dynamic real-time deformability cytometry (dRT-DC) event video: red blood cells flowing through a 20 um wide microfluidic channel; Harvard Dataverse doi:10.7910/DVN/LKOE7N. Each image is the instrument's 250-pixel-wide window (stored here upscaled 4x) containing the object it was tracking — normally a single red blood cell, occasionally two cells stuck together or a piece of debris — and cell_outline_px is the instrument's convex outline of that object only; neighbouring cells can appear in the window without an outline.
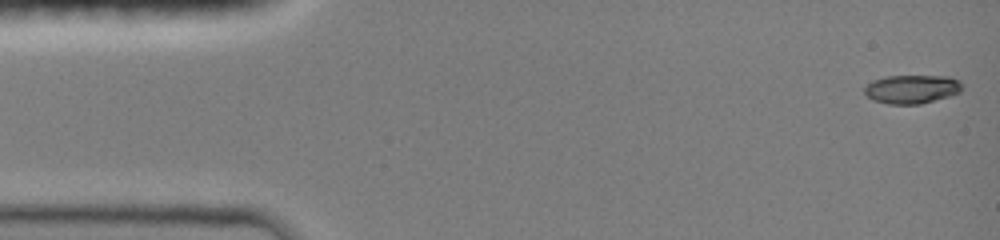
{"species": "common noctule bat (a hibernating species)", "species_latin": "Nyctalus noctula", "temperature_condition": "room temperature", "stored_images_in_passage": 17, "camera_frame_rate_fps": 3000, "um_per_image_px": 0.085, "animal": {"sex": "female", "body_mass_g": 19.0, "forearm_length_mm": 51.5}, "frame": {"image": 1, "passage_image": 1, "time_ms": 0.0, "image_size_px": [1000, 240], "cell_outline_px": [[960, 92], [948, 96], [920, 104], [888, 104], [872, 100], [864, 92], [864, 88], [872, 80], [884, 76], [948, 76], [960, 80]], "centroid_in_image_um": [77.47, 7.57], "position_along_channel_um": 7.5, "area_um2": 16.24}}
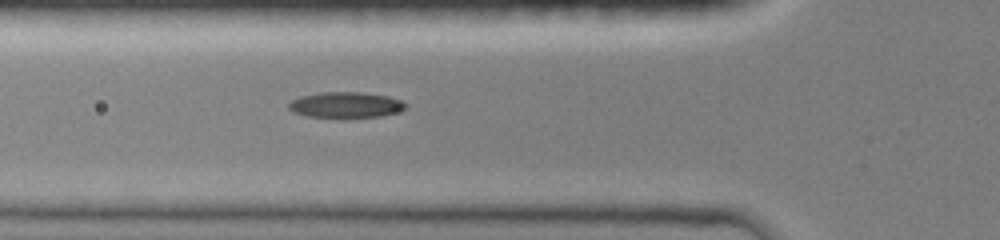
{"frame": {"image": 2, "passage_image": 12, "time_ms": 5.0, "image_size_px": [1000, 240], "cell_outline_px": [[404, 108], [400, 112], [380, 116], [308, 116], [292, 112], [288, 108], [288, 104], [292, 100], [300, 96], [320, 92], [360, 92], [388, 96], [400, 100], [404, 104]], "centroid_in_image_um": [29.35, 8.89], "position_along_channel_um": 96.5, "area_um2": 17.11}}
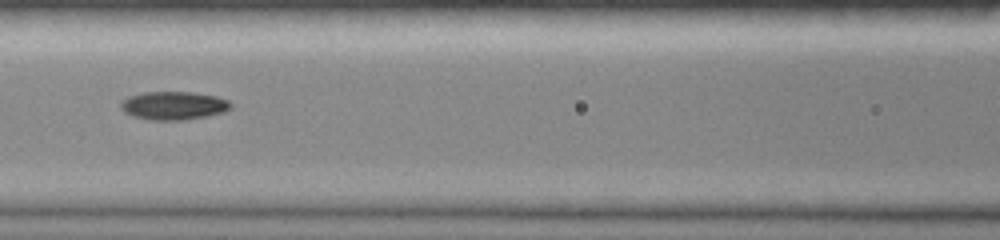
{"frame": {"image": 3, "passage_image": 15, "time_ms": 6.333, "image_size_px": [1000, 240], "cell_outline_px": [[232, 108], [224, 112], [208, 116], [184, 120], [148, 120], [132, 116], [124, 112], [120, 108], [120, 100], [128, 96], [144, 92], [192, 92], [216, 96], [228, 100], [232, 104]], "centroid_in_image_um": [14.74, 8.98], "position_along_channel_um": 151.9, "area_um2": 18.44}}